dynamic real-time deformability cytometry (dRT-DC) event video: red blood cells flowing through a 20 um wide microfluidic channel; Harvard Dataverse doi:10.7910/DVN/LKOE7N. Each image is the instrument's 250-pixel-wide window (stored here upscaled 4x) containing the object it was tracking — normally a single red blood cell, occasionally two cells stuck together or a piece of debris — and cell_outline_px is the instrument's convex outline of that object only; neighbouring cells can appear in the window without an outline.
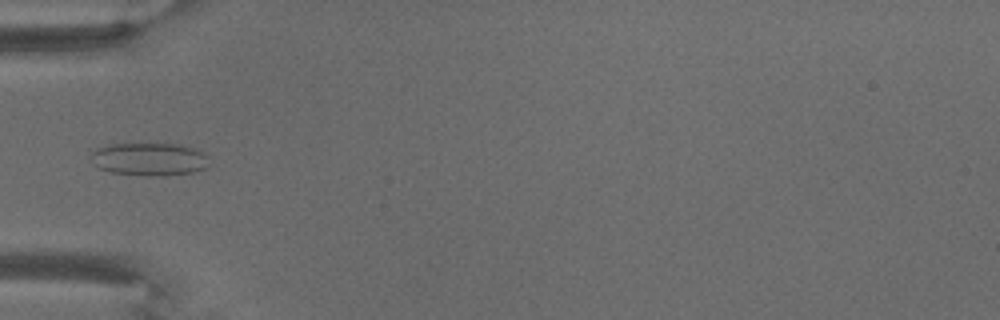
{"species": "common noctule bat (a hibernating species)", "species_latin": "Nyctalus noctula", "temperature_condition": "warm", "stored_images_in_passage": 9, "camera_frame_rate_fps": 3000, "um_per_image_px": 0.085, "animal": {"sex": "male", "body_mass_g": 18.8}, "frame": {"image": 1, "passage_image": 7, "time_ms": 7.333, "image_size_px": [1000, 320], "cell_outline_px": [[208, 168], [192, 172], [164, 176], [148, 176], [112, 172], [100, 168], [96, 164], [92, 156], [92, 152], [96, 148], [108, 144], [156, 140], [180, 144], [196, 148], [204, 152], [208, 156]], "centroid_in_image_um": [12.76, 13.46], "position_along_channel_um": 72.2, "area_um2": 23.76}}
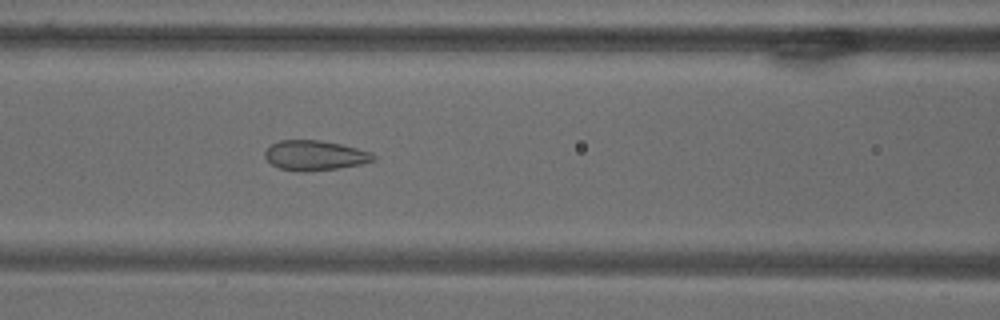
{"frame": {"image": 2, "passage_image": 9, "time_ms": 9.667, "image_size_px": [1000, 320], "cell_outline_px": [[376, 160], [360, 164], [336, 168], [304, 172], [300, 172], [280, 168], [272, 164], [264, 156], [264, 152], [272, 144], [280, 140], [320, 140], [340, 144], [372, 152], [376, 156]], "centroid_in_image_um": [26.77, 13.21], "position_along_channel_um": 139.8, "area_um2": 18.79}}